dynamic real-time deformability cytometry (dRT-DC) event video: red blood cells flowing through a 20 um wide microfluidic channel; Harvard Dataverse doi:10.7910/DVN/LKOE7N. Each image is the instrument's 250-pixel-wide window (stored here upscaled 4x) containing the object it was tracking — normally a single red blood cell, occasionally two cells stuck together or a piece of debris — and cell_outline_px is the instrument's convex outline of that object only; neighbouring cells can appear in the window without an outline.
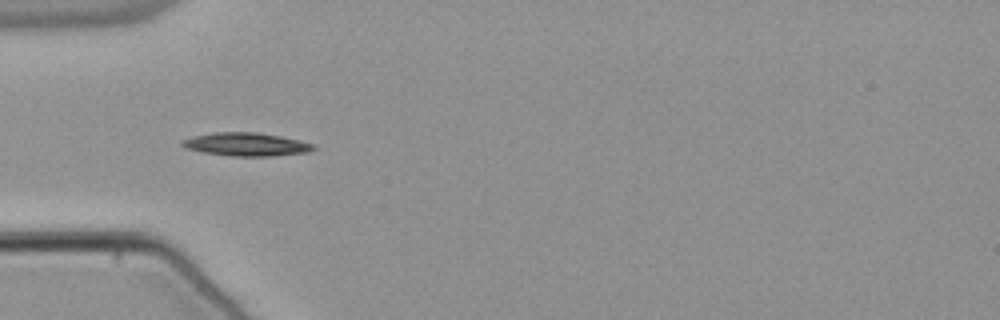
{"species": "common noctule bat (a hibernating species)", "species_latin": "Nyctalus noctula", "temperature_condition": "warm", "stored_images_in_passage": 7, "camera_frame_rate_fps": 3000, "um_per_image_px": 0.085, "animal": {"sex": "male", "body_mass_g": 21.5, "forearm_length_mm": 52.0}, "frame": {"image": 1, "passage_image": 1, "time_ms": 0.0, "image_size_px": [1000, 320], "cell_outline_px": [[316, 148], [308, 152], [268, 156], [232, 156], [204, 152], [188, 148], [180, 144], [180, 140], [192, 136], [212, 132], [256, 132], [280, 136], [300, 140], [312, 144]], "centroid_in_image_um": [20.9, 12.26], "position_along_channel_um": 64.1, "area_um2": 17.69}}
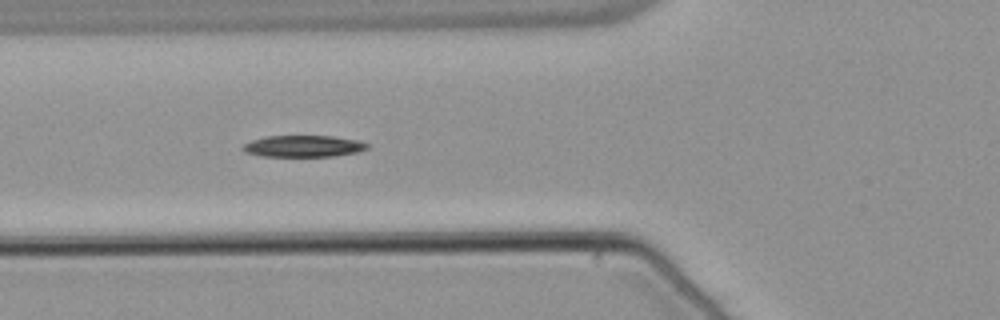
{"frame": {"image": 2, "passage_image": 4, "time_ms": 1.0, "image_size_px": [1000, 320], "cell_outline_px": [[368, 148], [356, 152], [332, 156], [260, 156], [244, 152], [240, 148], [244, 144], [252, 140], [268, 136], [332, 136], [360, 140], [368, 144]], "centroid_in_image_um": [25.76, 12.42], "position_along_channel_um": 100.0, "area_um2": 15.61}}